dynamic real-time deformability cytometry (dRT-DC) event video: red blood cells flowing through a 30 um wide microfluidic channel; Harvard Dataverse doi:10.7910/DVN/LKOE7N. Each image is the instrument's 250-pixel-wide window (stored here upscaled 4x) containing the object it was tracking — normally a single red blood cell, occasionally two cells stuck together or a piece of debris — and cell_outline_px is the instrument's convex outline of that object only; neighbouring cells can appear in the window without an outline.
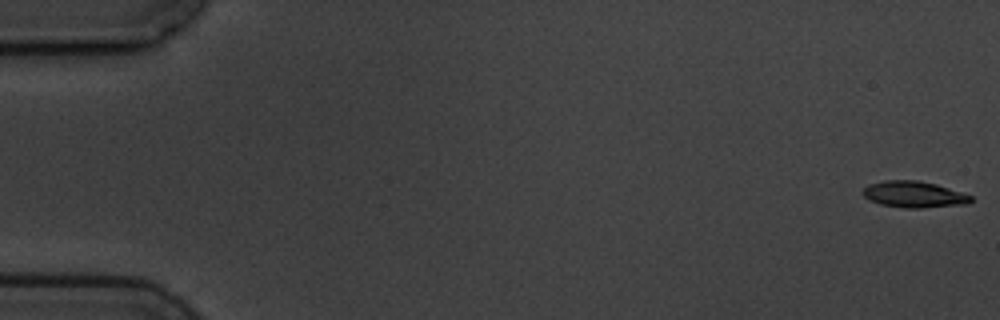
{"species": "common noctule bat (a hibernating species)", "species_latin": "Nyctalus noctula", "temperature_condition": "cold", "stored_images_in_passage": 5, "camera_frame_rate_fps": 3000, "um_per_image_px": 0.085, "animal": {"sex": "male", "body_mass_g": 19.5, "forearm_length_mm": 54.6}, "frame": {"image": 1, "passage_image": 1, "time_ms": 0.0, "image_size_px": [1000, 320], "cell_outline_px": [[972, 200], [968, 204], [920, 208], [904, 208], [880, 204], [864, 196], [860, 192], [868, 184], [884, 180], [916, 180], [936, 184], [972, 196]], "centroid_in_image_um": [77.66, 16.52], "position_along_channel_um": 7.3, "area_um2": 16.53}}
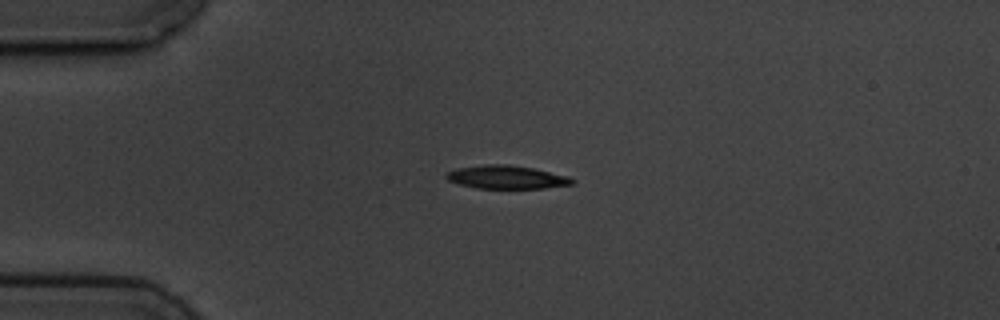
{"frame": {"image": 2, "passage_image": 4, "time_ms": 4.333, "image_size_px": [1000, 320], "cell_outline_px": [[576, 180], [572, 184], [544, 188], [476, 188], [460, 184], [448, 180], [444, 176], [444, 172], [456, 168], [484, 164], [508, 164], [532, 168], [568, 176]], "centroid_in_image_um": [43.01, 15.05], "position_along_channel_um": 42.0, "area_um2": 17.11}}